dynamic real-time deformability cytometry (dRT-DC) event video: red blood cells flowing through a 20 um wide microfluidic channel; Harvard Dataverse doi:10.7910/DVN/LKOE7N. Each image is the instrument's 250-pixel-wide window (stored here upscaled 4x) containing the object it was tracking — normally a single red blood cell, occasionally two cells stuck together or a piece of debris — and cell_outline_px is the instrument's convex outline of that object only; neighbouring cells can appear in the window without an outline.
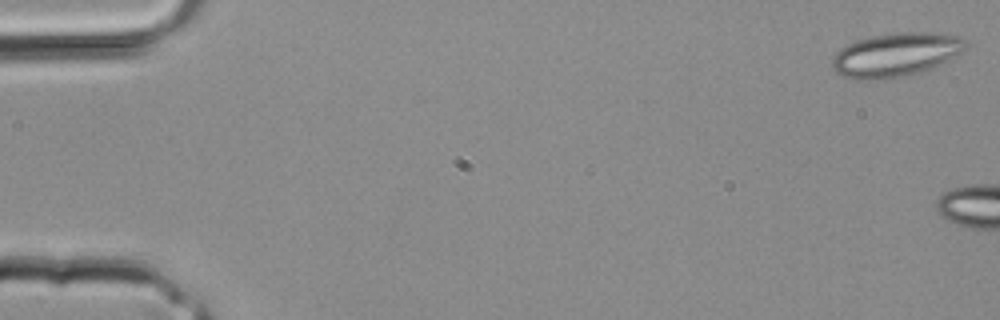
{"species": "common noctule bat (a hibernating species)", "species_latin": "Nyctalus noctula", "temperature_condition": "room temperature", "stored_images_in_passage": 3, "camera_frame_rate_fps": 3000, "um_per_image_px": 0.085, "animal": {"sex": "male", "body_mass_g": 20.4}, "frame": {"image": 1, "passage_image": 3, "time_ms": 0.667, "image_size_px": [1000, 320], "cell_outline_px": [[968, 44], [960, 52], [924, 72], [908, 76], [888, 80], [852, 80], [836, 72], [832, 68], [832, 56], [840, 48], [856, 40], [872, 36], [896, 32], [936, 32], [964, 36]], "centroid_in_image_um": [76.12, 4.66], "position_along_channel_um": 8.9, "area_um2": 34.68}}